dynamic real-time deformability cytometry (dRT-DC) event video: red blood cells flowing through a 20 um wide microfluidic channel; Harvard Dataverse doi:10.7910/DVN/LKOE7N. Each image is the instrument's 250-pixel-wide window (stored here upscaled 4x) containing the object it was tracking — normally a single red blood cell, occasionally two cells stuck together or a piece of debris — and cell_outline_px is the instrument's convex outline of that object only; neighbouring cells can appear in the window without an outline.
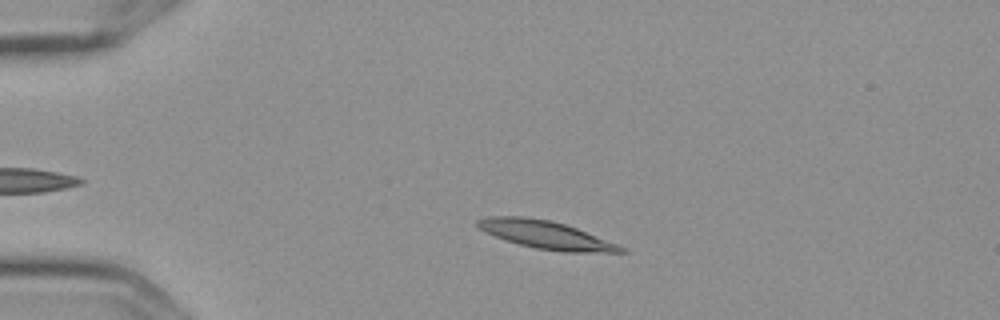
{"species": "Egyptian fruit bat (a non-hibernating species)", "species_latin": "Rousettus aegyptiacus", "temperature_condition": "cold", "stored_images_in_passage": 3, "camera_frame_rate_fps": 3000, "um_per_image_px": 0.085, "frame": {"image": 1, "passage_image": 2, "time_ms": 0.333, "image_size_px": [1000, 320], "cell_outline_px": [[628, 252], [564, 252], [536, 248], [504, 240], [480, 228], [476, 224], [476, 220], [488, 216], [524, 216], [548, 220], [564, 224], [576, 228], [616, 244], [624, 248]], "centroid_in_image_um": [46.36, 19.95], "position_along_channel_um": 38.6, "area_um2": 22.83}}